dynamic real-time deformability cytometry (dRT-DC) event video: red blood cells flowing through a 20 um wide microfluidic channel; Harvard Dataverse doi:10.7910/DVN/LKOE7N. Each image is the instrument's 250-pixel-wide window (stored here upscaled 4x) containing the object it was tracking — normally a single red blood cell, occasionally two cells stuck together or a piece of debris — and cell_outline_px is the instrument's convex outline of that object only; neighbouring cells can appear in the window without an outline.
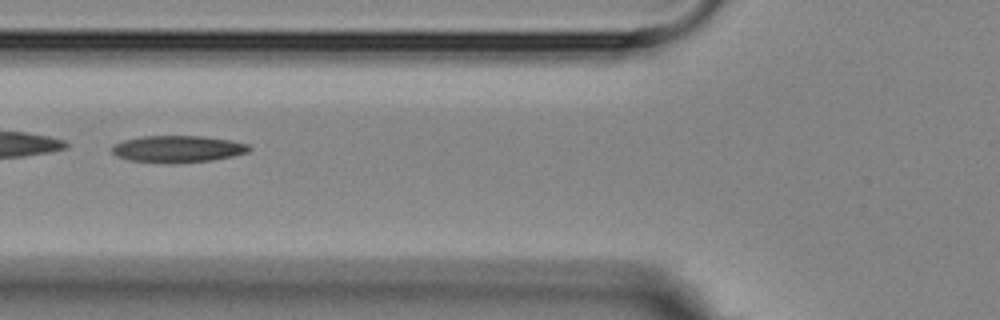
{"species": "Egyptian fruit bat (a non-hibernating species)", "species_latin": "Rousettus aegyptiacus", "temperature_condition": "room temperature", "stored_images_in_passage": 6, "camera_frame_rate_fps": 3000, "um_per_image_px": 0.085, "animal": {"sex": "female"}, "frame": {"image": 1, "passage_image": 6, "time_ms": 5.667, "image_size_px": [1000, 320], "cell_outline_px": [[252, 148], [248, 152], [232, 156], [212, 160], [128, 160], [116, 156], [112, 152], [112, 144], [124, 140], [140, 136], [204, 136], [232, 140], [248, 144]], "centroid_in_image_um": [15.13, 12.6], "position_along_channel_um": 110.7, "area_um2": 20.52}}